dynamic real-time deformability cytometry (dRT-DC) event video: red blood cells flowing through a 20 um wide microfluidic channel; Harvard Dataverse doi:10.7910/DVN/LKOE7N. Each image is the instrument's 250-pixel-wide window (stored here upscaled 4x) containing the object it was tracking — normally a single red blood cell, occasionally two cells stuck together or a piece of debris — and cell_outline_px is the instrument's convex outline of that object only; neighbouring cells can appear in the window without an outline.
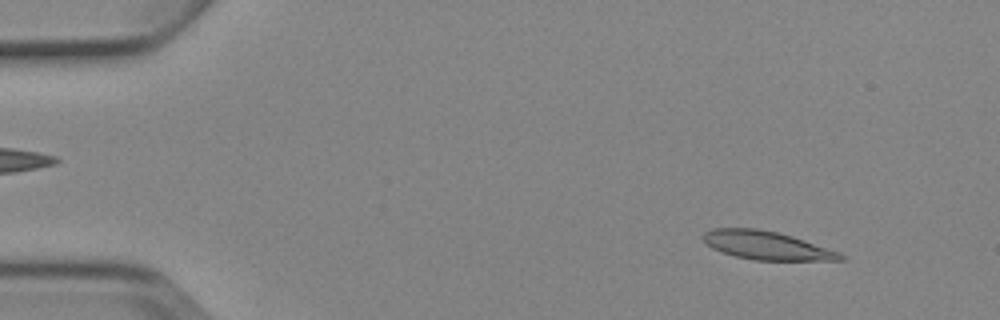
{"species": "Egyptian fruit bat (a non-hibernating species)", "species_latin": "Rousettus aegyptiacus", "temperature_condition": "cold", "stored_images_in_passage": 8, "camera_frame_rate_fps": 3000, "um_per_image_px": 0.085, "animal": {"sex": "female"}, "frame": {"image": 1, "passage_image": 1, "time_ms": 0.0, "image_size_px": [1000, 320], "cell_outline_px": [[844, 260], [752, 260], [736, 256], [712, 248], [700, 236], [704, 232], [712, 228], [756, 228], [776, 232], [792, 236], [840, 252], [844, 256]], "centroid_in_image_um": [65.14, 20.85], "position_along_channel_um": 19.9, "area_um2": 22.54}}
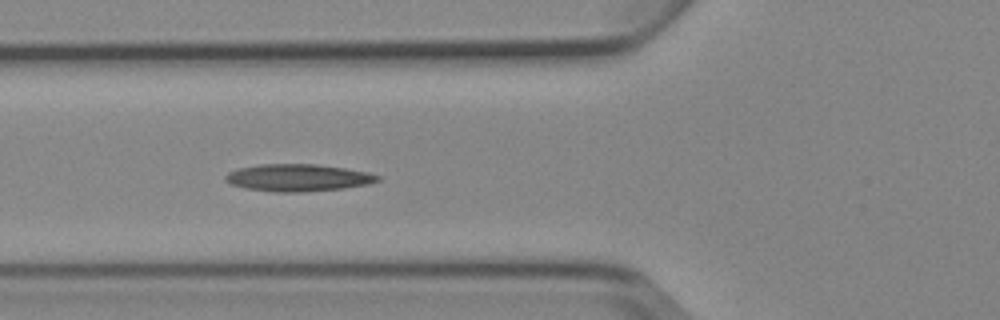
{"frame": {"image": 2, "passage_image": 5, "time_ms": 4.667, "image_size_px": [1000, 320], "cell_outline_px": [[380, 180], [368, 184], [344, 188], [304, 192], [276, 192], [248, 188], [232, 184], [224, 180], [224, 176], [228, 172], [240, 168], [260, 164], [316, 164], [344, 168], [368, 172], [380, 176]], "centroid_in_image_um": [25.34, 15.1], "position_along_channel_um": 100.5, "area_um2": 23.99}}
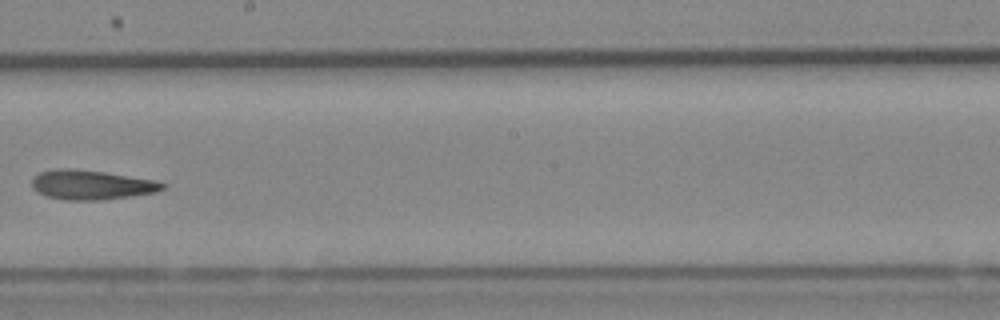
{"frame": {"image": 3, "passage_image": 8, "time_ms": 8.333, "image_size_px": [1000, 320], "cell_outline_px": [[164, 188], [156, 192], [132, 196], [100, 200], [64, 200], [48, 196], [36, 192], [32, 188], [32, 180], [40, 172], [56, 168], [72, 168], [104, 172], [156, 180], [164, 184]], "centroid_in_image_um": [7.75, 15.71], "position_along_channel_um": 240.5, "area_um2": 22.43}}